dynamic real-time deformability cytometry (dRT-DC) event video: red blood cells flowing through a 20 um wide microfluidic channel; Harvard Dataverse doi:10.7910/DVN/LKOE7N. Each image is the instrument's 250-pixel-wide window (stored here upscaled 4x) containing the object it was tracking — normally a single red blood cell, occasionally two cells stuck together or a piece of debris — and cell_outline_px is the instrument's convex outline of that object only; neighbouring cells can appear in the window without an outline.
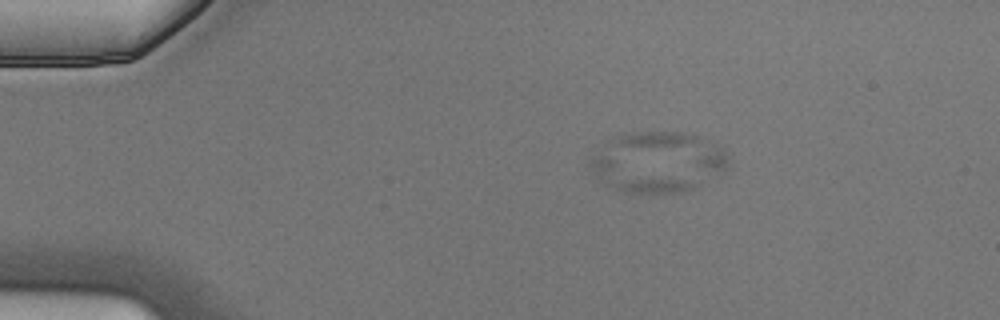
{"species": "Egyptian fruit bat (a non-hibernating species)", "species_latin": "Rousettus aegyptiacus", "temperature_condition": "cold", "stored_images_in_passage": 5, "camera_frame_rate_fps": 3000, "um_per_image_px": 0.085, "animal": {"sex": "male"}, "frame": {"image": 1, "passage_image": 3, "time_ms": 0.667, "image_size_px": [1000, 320], "cell_outline_px": [[696, 184], [692, 188], [680, 192], [628, 192], [612, 188], [604, 184], [596, 176], [588, 164], [588, 160], [596, 156], [612, 156]], "centroid_in_image_um": [53.95, 15.02], "position_along_channel_um": 31.0, "area_um2": 16.59}}